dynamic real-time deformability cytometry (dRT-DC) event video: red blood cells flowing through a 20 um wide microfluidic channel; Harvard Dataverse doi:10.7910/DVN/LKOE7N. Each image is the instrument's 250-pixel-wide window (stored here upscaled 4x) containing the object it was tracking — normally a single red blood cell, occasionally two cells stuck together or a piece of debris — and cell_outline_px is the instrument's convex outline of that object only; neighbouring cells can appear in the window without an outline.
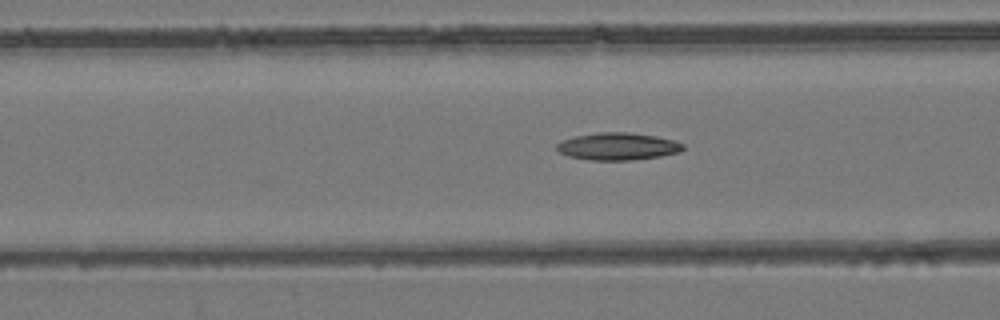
{"species": "common noctule bat (a hibernating species)", "species_latin": "Nyctalus noctula", "temperature_condition": "room temperature", "stored_images_in_passage": 54, "camera_frame_rate_fps": 3000, "um_per_image_px": 0.085, "animal": {"sex": "female", "body_mass_g": 24.6, "forearm_length_mm": 56.2}, "frame": {"image": 1, "passage_image": 22, "time_ms": 7.0, "image_size_px": [1000, 320], "cell_outline_px": [[684, 148], [680, 152], [660, 156], [632, 160], [588, 160], [568, 156], [560, 152], [556, 148], [556, 144], [564, 140], [576, 136], [600, 132], [628, 132], [656, 136], [672, 140], [684, 144]], "centroid_in_image_um": [52.52, 12.45], "position_along_channel_um": 114.1, "area_um2": 20.0}}
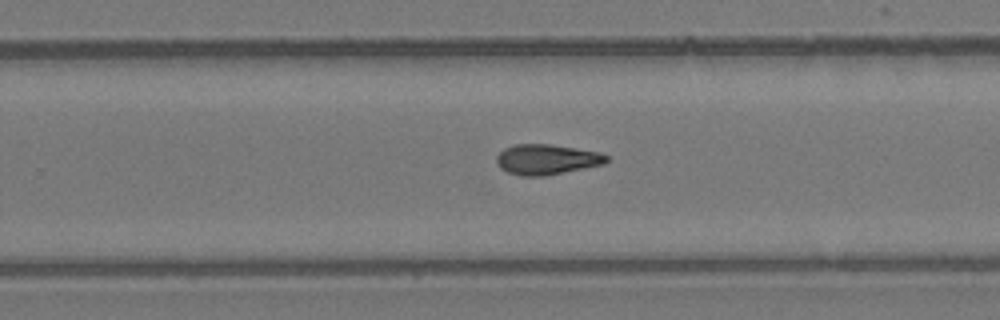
{"frame": {"image": 2, "passage_image": 35, "time_ms": 11.333, "image_size_px": [1000, 320], "cell_outline_px": [[608, 160], [604, 164], [544, 176], [520, 176], [508, 172], [500, 168], [496, 164], [496, 156], [504, 148], [516, 144], [548, 144], [600, 152], [608, 156]], "centroid_in_image_um": [46.44, 13.55], "position_along_channel_um": 283.4, "area_um2": 19.36}}
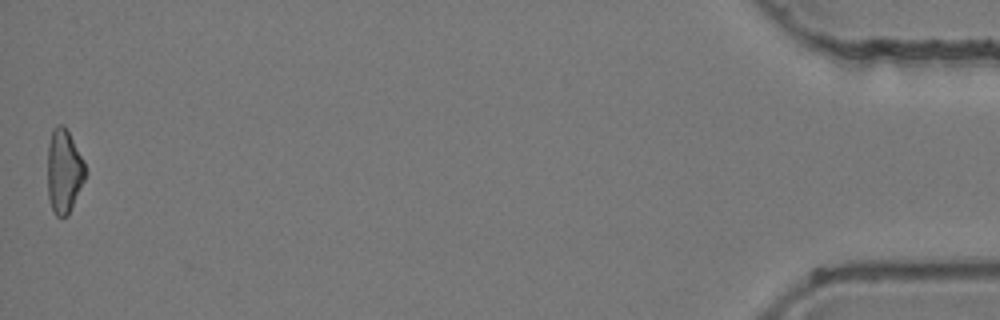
{"frame": {"image": 3, "passage_image": 54, "time_ms": 17.667, "image_size_px": [1000, 320], "cell_outline_px": [[88, 172], [68, 216], [56, 216], [48, 200], [48, 144], [52, 128], [60, 124], [64, 124], [84, 160]], "centroid_in_image_um": [5.45, 14.54], "position_along_channel_um": 429.8, "area_um2": 18.67}}